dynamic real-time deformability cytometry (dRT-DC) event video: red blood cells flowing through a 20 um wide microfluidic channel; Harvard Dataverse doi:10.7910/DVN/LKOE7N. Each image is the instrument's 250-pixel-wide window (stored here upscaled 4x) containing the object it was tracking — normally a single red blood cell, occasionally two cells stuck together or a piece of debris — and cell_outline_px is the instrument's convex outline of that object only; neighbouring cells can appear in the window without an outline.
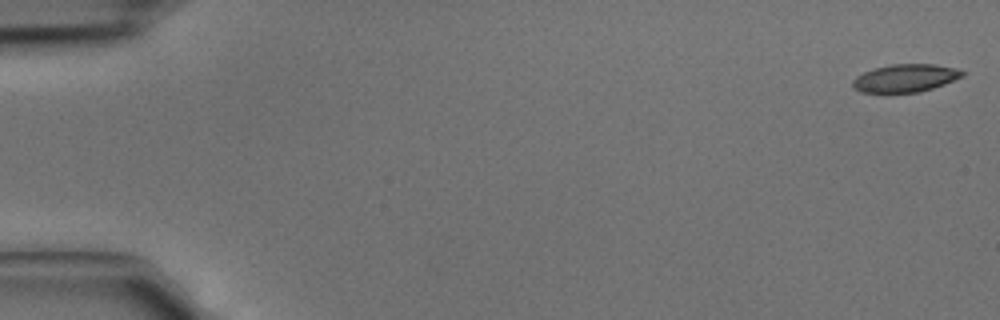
{"species": "common noctule bat (a hibernating species)", "species_latin": "Nyctalus noctula", "temperature_condition": "cold", "stored_images_in_passage": 5, "camera_frame_rate_fps": 3000, "um_per_image_px": 0.085, "animal": {"sex": "male", "body_mass_g": 15.6}, "frame": {"image": 1, "passage_image": 1, "time_ms": 0.0, "image_size_px": [1000, 320], "cell_outline_px": [[964, 76], [944, 84], [920, 92], [860, 92], [852, 84], [852, 80], [856, 76], [864, 72], [876, 68], [892, 64], [936, 64], [956, 68], [964, 72]], "centroid_in_image_um": [76.97, 6.63], "position_along_channel_um": 8.0, "area_um2": 17.63}}
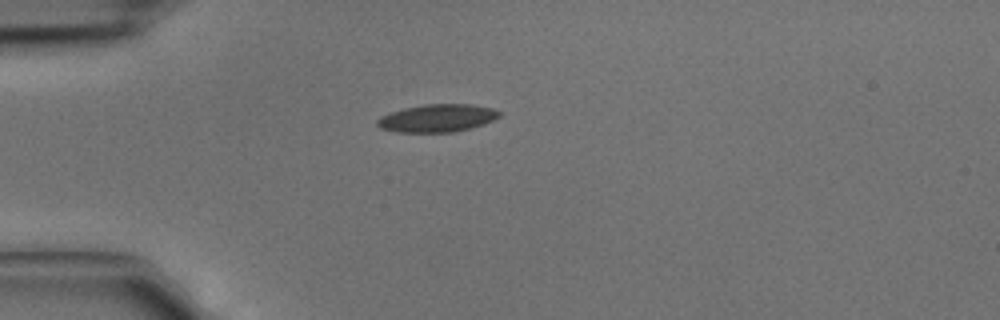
{"frame": {"image": 2, "passage_image": 4, "time_ms": 1.0, "image_size_px": [1000, 320], "cell_outline_px": [[500, 116], [484, 124], [452, 132], [392, 132], [380, 128], [376, 124], [376, 120], [380, 116], [404, 108], [424, 104], [472, 104], [492, 108], [500, 112]], "centroid_in_image_um": [37.13, 10.04], "position_along_channel_um": 47.9, "area_um2": 19.71}}